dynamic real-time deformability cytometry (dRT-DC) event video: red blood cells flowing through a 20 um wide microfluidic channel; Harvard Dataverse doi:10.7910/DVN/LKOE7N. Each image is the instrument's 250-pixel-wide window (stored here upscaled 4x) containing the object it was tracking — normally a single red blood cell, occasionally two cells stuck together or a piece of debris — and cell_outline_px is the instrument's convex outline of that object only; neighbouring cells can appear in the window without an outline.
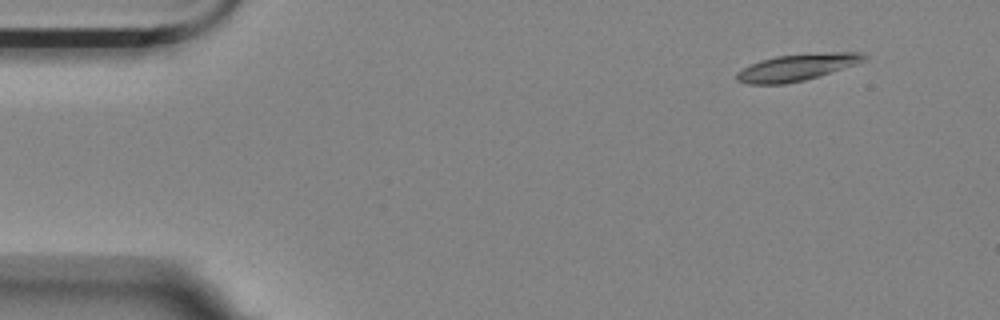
{"species": "Egyptian fruit bat (a non-hibernating species)", "species_latin": "Rousettus aegyptiacus", "temperature_condition": "room temperature", "stored_images_in_passage": 52, "camera_frame_rate_fps": 3000, "um_per_image_px": 0.085, "animal": {"sex": "female"}, "frame": {"image": 1, "passage_image": 1, "time_ms": 0.0, "image_size_px": [1000, 320], "cell_outline_px": [[868, 60], [820, 76], [804, 80], [784, 84], [748, 84], [736, 80], [736, 72], [760, 60], [776, 56], [824, 52], [860, 52], [868, 56]], "centroid_in_image_um": [67.78, 5.72], "position_along_channel_um": 17.2, "area_um2": 19.88}}
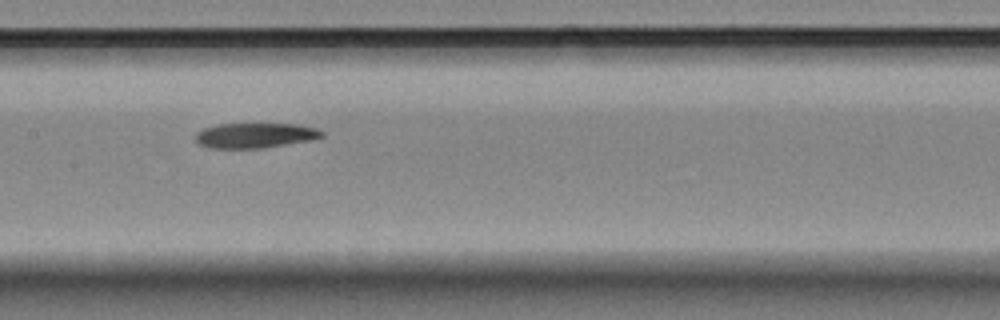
{"frame": {"image": 2, "passage_image": 23, "time_ms": 7.333, "image_size_px": [1000, 320], "cell_outline_px": [[324, 136], [312, 140], [260, 148], [208, 148], [200, 144], [196, 140], [196, 132], [204, 128], [216, 124], [300, 124], [316, 128], [324, 132]], "centroid_in_image_um": [21.69, 11.5], "position_along_channel_um": 185.7, "area_um2": 18.44}}
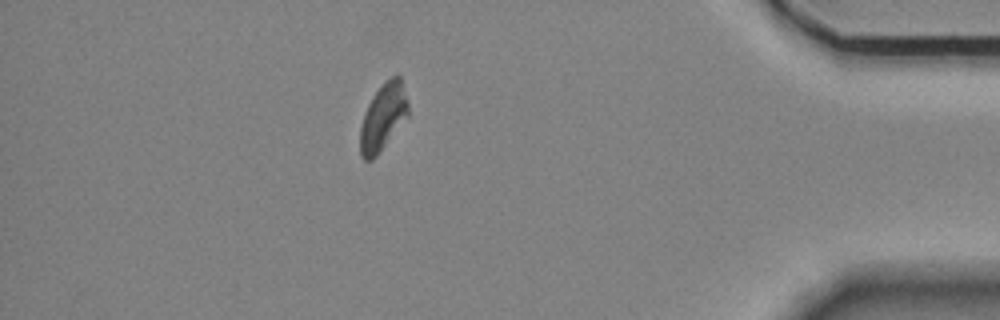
{"frame": {"image": 3, "passage_image": 45, "time_ms": 14.667, "image_size_px": [1000, 320], "cell_outline_px": [[408, 116], [376, 156], [372, 160], [364, 160], [360, 156], [360, 128], [364, 112], [372, 96], [380, 84], [384, 80], [396, 72], [400, 76], [408, 104]], "centroid_in_image_um": [32.55, 9.91], "position_along_channel_um": 402.7, "area_um2": 18.84}}